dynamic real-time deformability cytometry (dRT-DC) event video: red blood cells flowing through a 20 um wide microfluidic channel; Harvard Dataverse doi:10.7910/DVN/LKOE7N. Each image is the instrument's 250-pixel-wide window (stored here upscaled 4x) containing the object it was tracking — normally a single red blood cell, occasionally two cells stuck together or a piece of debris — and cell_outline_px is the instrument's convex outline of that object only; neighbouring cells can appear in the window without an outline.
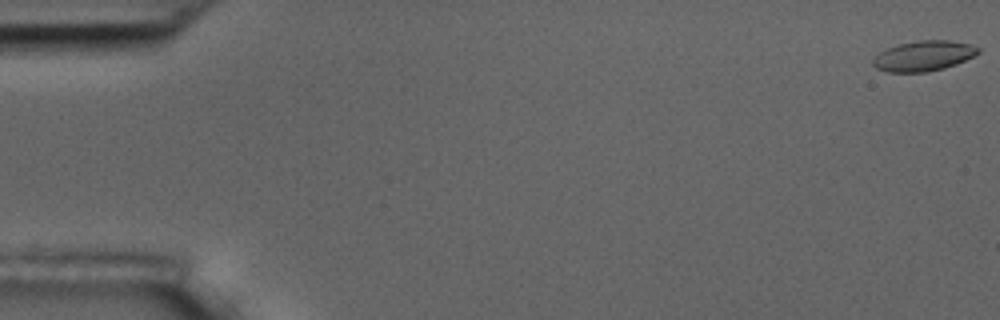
{"species": "common noctule bat (a hibernating species)", "species_latin": "Nyctalus noctula", "temperature_condition": "room temperature", "stored_images_in_passage": 6, "camera_frame_rate_fps": 3000, "um_per_image_px": 0.085, "animal": {"sex": "male", "body_mass_g": 17.5, "forearm_length_mm": 52.3}, "frame": {"image": 1, "passage_image": 1, "time_ms": 0.0, "image_size_px": [1000, 320], "cell_outline_px": [[980, 52], [956, 64], [944, 68], [928, 72], [888, 72], [876, 68], [872, 64], [872, 60], [884, 48], [916, 40], [948, 40], [972, 44], [980, 48]], "centroid_in_image_um": [78.49, 4.74], "position_along_channel_um": 6.5, "area_um2": 18.61}}
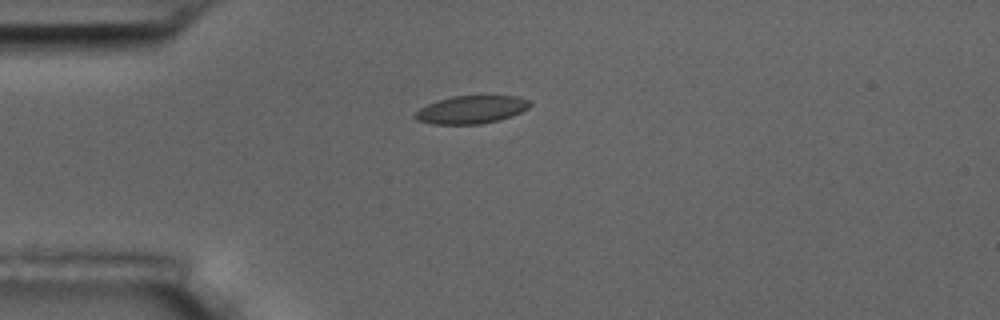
{"frame": {"image": 2, "passage_image": 5, "time_ms": 4.667, "image_size_px": [1000, 320], "cell_outline_px": [[532, 104], [528, 108], [512, 116], [480, 124], [432, 124], [416, 120], [412, 116], [420, 108], [428, 104], [452, 96], [516, 96], [528, 100]], "centroid_in_image_um": [40.04, 9.32], "position_along_channel_um": 45.0, "area_um2": 18.5}}